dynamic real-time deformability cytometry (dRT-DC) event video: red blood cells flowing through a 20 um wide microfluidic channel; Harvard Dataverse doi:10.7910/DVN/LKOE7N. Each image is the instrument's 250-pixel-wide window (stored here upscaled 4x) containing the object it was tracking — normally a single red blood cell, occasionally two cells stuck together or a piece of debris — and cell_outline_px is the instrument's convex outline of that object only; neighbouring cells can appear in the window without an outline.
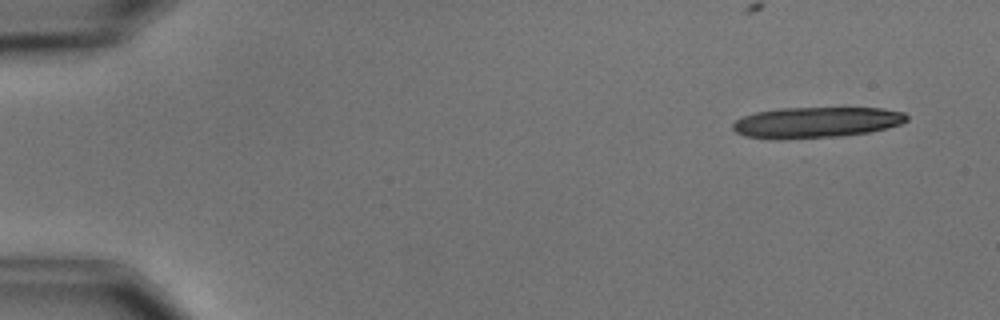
{"species": "common noctule bat (a hibernating species)", "species_latin": "Nyctalus noctula", "temperature_condition": "cold", "stored_images_in_passage": 9, "camera_frame_rate_fps": 3000, "um_per_image_px": 0.085, "animal": {"sex": "male", "body_mass_g": 15.6}, "frame": {"image": 1, "passage_image": 1, "time_ms": 0.0, "image_size_px": [1000, 320], "cell_outline_px": [[908, 120], [900, 124], [888, 128], [868, 132], [840, 136], [776, 140], [744, 136], [736, 132], [732, 128], [732, 124], [736, 120], [744, 116], [756, 112], [780, 108], [884, 108], [904, 112], [908, 116]], "centroid_in_image_um": [69.37, 10.41], "position_along_channel_um": 15.6, "area_um2": 31.44}}
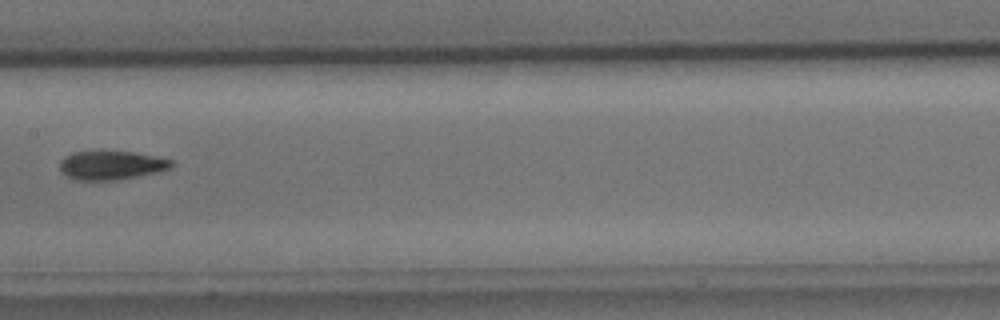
{"frame": {"image": 2, "passage_image": 8, "time_ms": 8.333, "image_size_px": [1000, 320], "cell_outline_px": [[176, 164], [172, 168], [156, 172], [116, 180], [76, 180], [60, 172], [60, 160], [64, 156], [72, 152], [132, 152], [156, 156], [172, 160]], "centroid_in_image_um": [9.46, 14.05], "position_along_channel_um": 197.9, "area_um2": 18.67}}
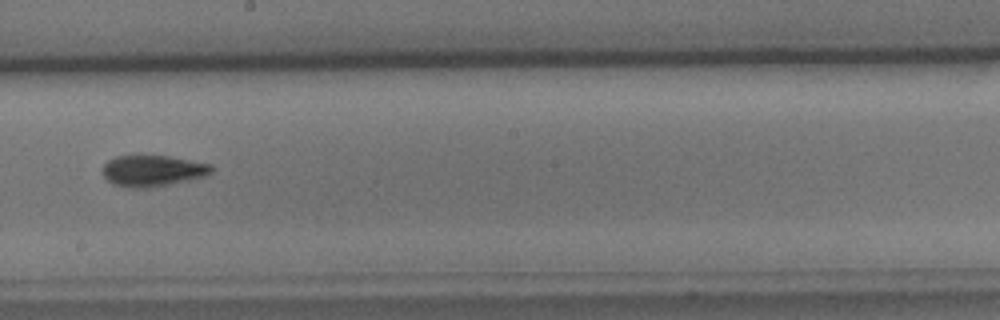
{"frame": {"image": 3, "passage_image": 9, "time_ms": 9.333, "image_size_px": [1000, 320], "cell_outline_px": [[212, 172], [204, 176], [188, 180], [148, 188], [128, 188], [112, 184], [104, 176], [104, 164], [108, 160], [116, 156], [168, 156], [212, 164]], "centroid_in_image_um": [12.97, 14.52], "position_along_channel_um": 235.2, "area_um2": 19.59}}